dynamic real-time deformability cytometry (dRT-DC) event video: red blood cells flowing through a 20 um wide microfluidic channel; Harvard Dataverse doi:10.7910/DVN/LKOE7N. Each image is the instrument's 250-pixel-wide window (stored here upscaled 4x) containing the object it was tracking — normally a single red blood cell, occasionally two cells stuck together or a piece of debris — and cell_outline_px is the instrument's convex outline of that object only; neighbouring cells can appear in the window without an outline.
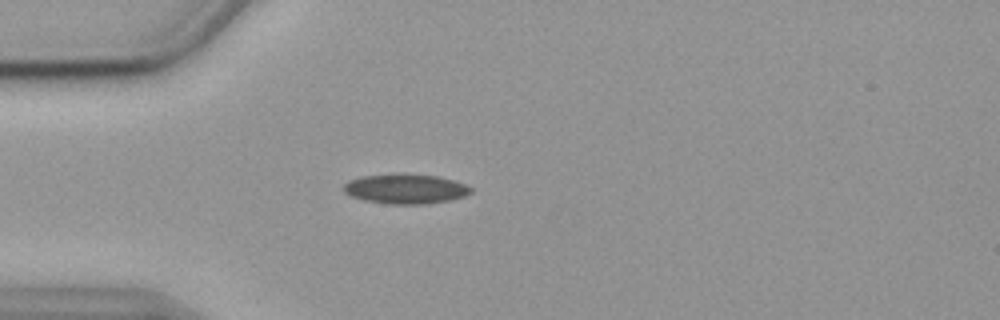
{"species": "common noctule bat (a hibernating species)", "species_latin": "Nyctalus noctula", "temperature_condition": "cold", "stored_images_in_passage": 42, "camera_frame_rate_fps": 3000, "um_per_image_px": 0.085, "animal": {"sex": "female", "body_mass_g": 19.9}, "frame": {"image": 1, "passage_image": 1, "time_ms": 0.0, "image_size_px": [1000, 320], "cell_outline_px": [[472, 192], [464, 196], [448, 200], [424, 204], [388, 204], [364, 200], [352, 196], [344, 192], [344, 184], [348, 180], [360, 176], [392, 172], [404, 172], [436, 176], [452, 180], [464, 184], [472, 188]], "centroid_in_image_um": [34.42, 16.02], "position_along_channel_um": 50.6, "area_um2": 22.43}}
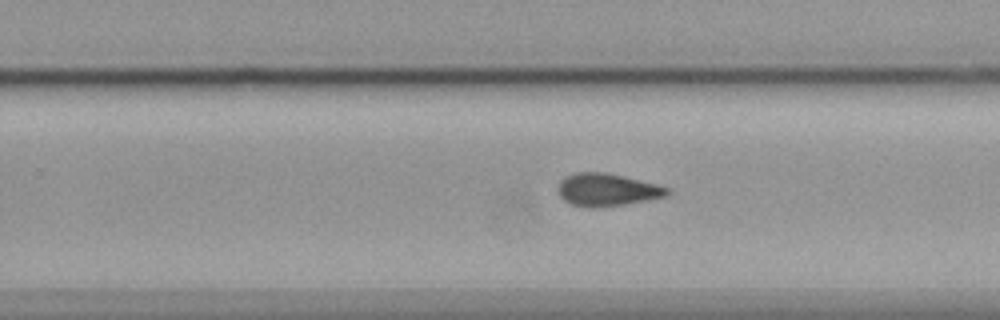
{"frame": {"image": 2, "passage_image": 21, "time_ms": 6.667, "image_size_px": [1000, 320], "cell_outline_px": [[672, 192], [668, 196], [624, 204], [600, 208], [592, 208], [572, 204], [564, 200], [560, 196], [556, 188], [560, 180], [564, 176], [576, 172], [604, 172], [624, 176], [656, 184], [668, 188]], "centroid_in_image_um": [51.57, 16.13], "position_along_channel_um": 278.2, "area_um2": 20.92}}
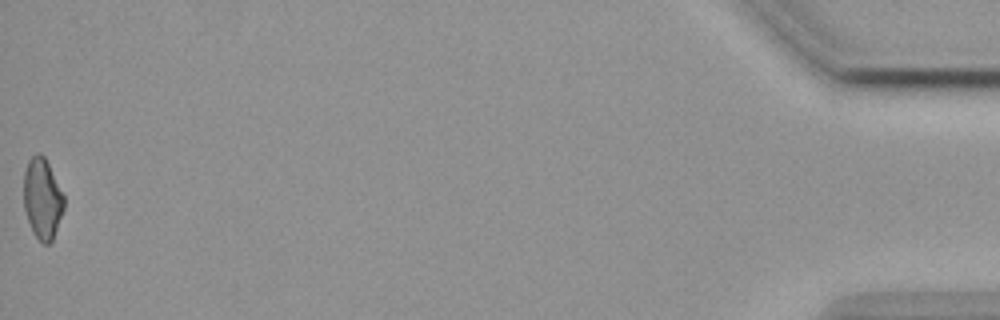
{"frame": {"image": 3, "passage_image": 42, "time_ms": 13.667, "image_size_px": [1000, 320], "cell_outline_px": [[64, 208], [52, 240], [48, 244], [44, 244], [32, 232], [24, 208], [24, 172], [28, 160], [36, 152], [40, 152], [44, 156], [64, 196]], "centroid_in_image_um": [3.59, 16.86], "position_along_channel_um": 431.6, "area_um2": 18.73}, "authors_computed_cell_mechanics": {"area_um2": 20.4323, "velocity_mm_per_s": 3.5772, "shape_relaxation_time_tau1_ms": null, "shape_relaxation_time_tau2_ms": 5.18, "deformation_change_tau1": null, "deformation_change_tau2": 0.1159}}